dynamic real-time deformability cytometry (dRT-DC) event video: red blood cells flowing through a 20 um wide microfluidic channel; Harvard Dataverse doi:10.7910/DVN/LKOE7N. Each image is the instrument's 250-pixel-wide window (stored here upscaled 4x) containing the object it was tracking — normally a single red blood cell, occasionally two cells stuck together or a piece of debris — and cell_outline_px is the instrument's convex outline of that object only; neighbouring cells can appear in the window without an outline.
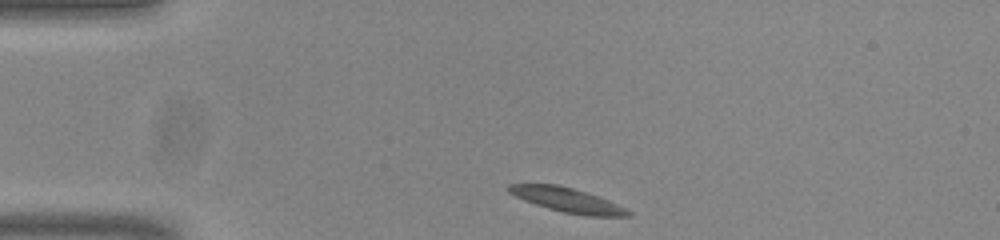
{"species": "common noctule bat (a hibernating species)", "species_latin": "Nyctalus noctula", "temperature_condition": "room temperature", "stored_images_in_passage": 44, "camera_frame_rate_fps": 3000, "um_per_image_px": 0.085, "animal": {"sex": "male", "body_mass_g": 20.0, "forearm_length_mm": 53.3}, "frame": {"image": 1, "passage_image": 1, "time_ms": 0.0, "image_size_px": [1000, 240], "cell_outline_px": [[632, 216], [588, 216], [564, 212], [548, 208], [524, 200], [508, 192], [504, 188], [508, 184], [556, 184], [572, 188], [608, 200], [632, 212]], "centroid_in_image_um": [48.18, 17.0], "position_along_channel_um": 36.8, "area_um2": 16.7}}
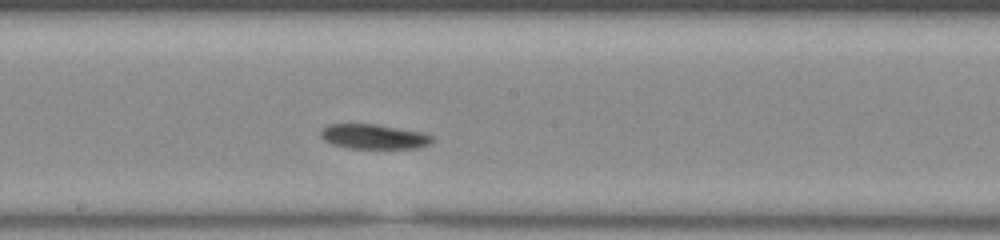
{"frame": {"image": 2, "passage_image": 19, "time_ms": 6.0, "image_size_px": [1000, 240], "cell_outline_px": [[432, 140], [428, 144], [416, 148], [348, 148], [332, 144], [324, 140], [320, 136], [320, 132], [328, 124], [376, 124], [424, 132], [432, 136]], "centroid_in_image_um": [31.76, 11.6], "position_along_channel_um": 216.4, "area_um2": 16.01}}
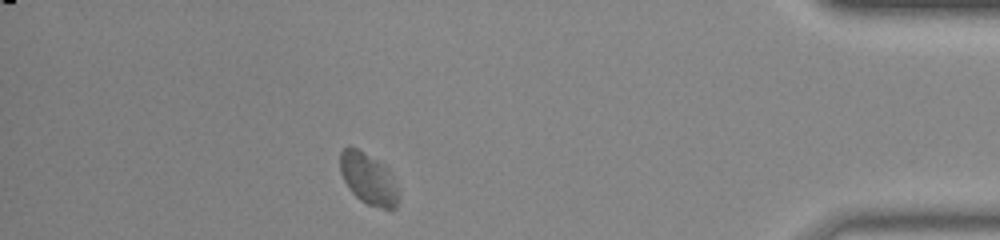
{"frame": {"image": 3, "passage_image": 38, "time_ms": 12.333, "image_size_px": [1000, 240], "cell_outline_px": [[400, 200], [396, 208], [384, 208], [368, 204], [360, 200], [348, 188], [340, 172], [340, 152], [348, 144], [356, 148], [384, 164], [388, 168], [400, 192]], "centroid_in_image_um": [31.33, 15.19], "position_along_channel_um": 403.9, "area_um2": 17.69}, "authors_computed_cell_mechanics": {"area_um2": 16.5597, "velocity_mm_per_s": 3.6691, "shape_relaxation_time_tau1_ms": 4.3171, "shape_relaxation_time_tau2_ms": null, "deformation_change_tau1": 0.1296, "deformation_change_tau2": null}}